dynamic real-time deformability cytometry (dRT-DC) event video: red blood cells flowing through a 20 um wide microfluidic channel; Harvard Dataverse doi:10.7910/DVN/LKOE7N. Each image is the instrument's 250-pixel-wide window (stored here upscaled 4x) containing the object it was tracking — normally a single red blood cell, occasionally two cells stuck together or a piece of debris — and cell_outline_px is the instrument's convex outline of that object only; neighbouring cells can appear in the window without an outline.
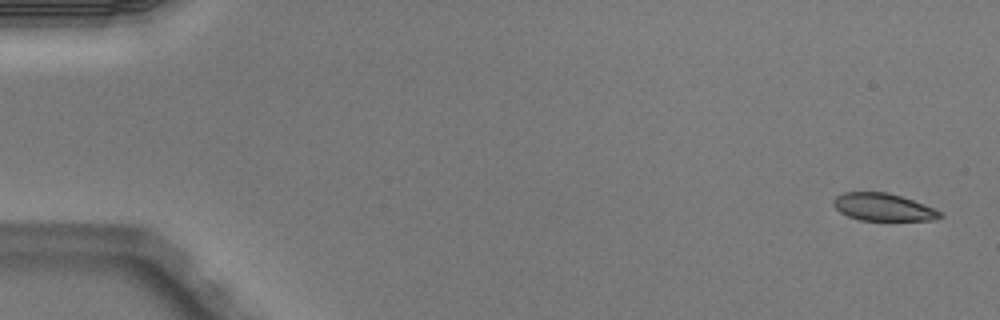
{"species": "Egyptian fruit bat (a non-hibernating species)", "species_latin": "Rousettus aegyptiacus", "temperature_condition": "warm", "stored_images_in_passage": 6, "camera_frame_rate_fps": 3000, "um_per_image_px": 0.085, "animal": {"sex": "male"}, "frame": {"image": 1, "passage_image": 1, "time_ms": 0.0, "image_size_px": [1000, 320], "cell_outline_px": [[944, 216], [936, 220], [860, 220], [848, 216], [840, 212], [832, 204], [832, 200], [836, 196], [844, 192], [888, 192], [924, 204], [944, 212]], "centroid_in_image_um": [75.09, 17.61], "position_along_channel_um": 9.9, "area_um2": 17.17}}
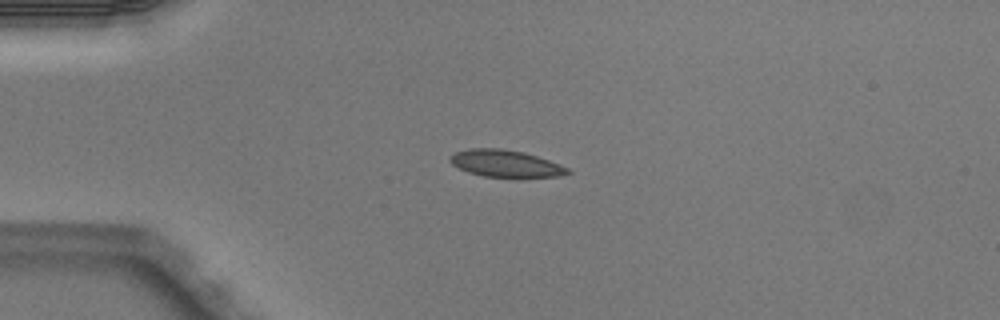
{"frame": {"image": 2, "passage_image": 4, "time_ms": 1.0, "image_size_px": [1000, 320], "cell_outline_px": [[572, 172], [560, 176], [512, 180], [484, 176], [468, 172], [452, 164], [448, 160], [448, 156], [456, 152], [472, 148], [500, 148], [524, 152], [560, 164], [568, 168]], "centroid_in_image_um": [43.01, 13.95], "position_along_channel_um": 42.0, "area_um2": 19.25}}
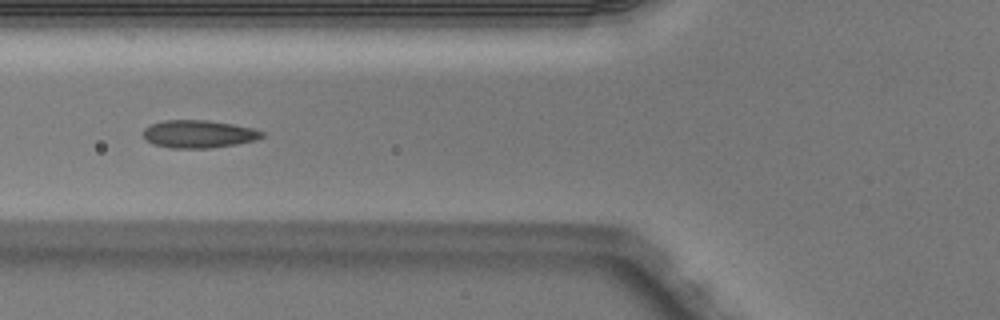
{"frame": {"image": 3, "passage_image": 6, "time_ms": 1.667, "image_size_px": [1000, 320], "cell_outline_px": [[264, 136], [256, 140], [236, 144], [212, 148], [168, 148], [152, 144], [144, 136], [144, 128], [152, 124], [164, 120], [208, 120], [232, 124], [252, 128], [264, 132]], "centroid_in_image_um": [16.89, 11.4], "position_along_channel_um": 108.9, "area_um2": 19.19}}